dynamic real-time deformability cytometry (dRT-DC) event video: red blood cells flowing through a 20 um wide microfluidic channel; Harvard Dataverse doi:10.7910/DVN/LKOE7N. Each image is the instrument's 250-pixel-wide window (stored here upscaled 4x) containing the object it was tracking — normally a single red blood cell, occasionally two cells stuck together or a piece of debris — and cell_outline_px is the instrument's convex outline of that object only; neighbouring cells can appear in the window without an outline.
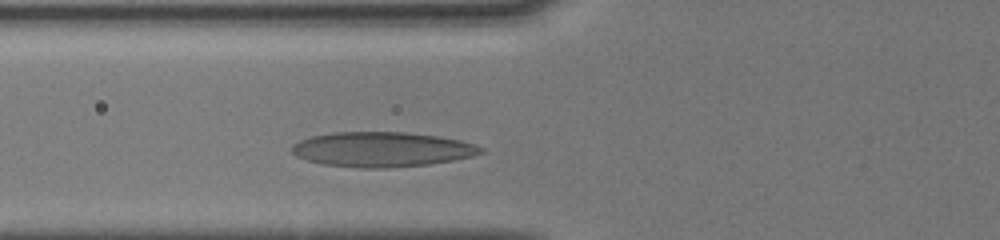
{"species": "human", "species_latin": "Homo sapiens", "temperature_condition": "cold", "stored_images_in_passage": 7, "camera_frame_rate_fps": 3000, "um_per_image_px": 0.085, "donor": {"sex": "male"}, "frame": {"image": 1, "passage_image": 6, "time_ms": 2.0, "image_size_px": [1000, 240], "cell_outline_px": [[484, 152], [472, 156], [452, 160], [428, 164], [388, 168], [364, 168], [324, 164], [308, 160], [296, 156], [288, 148], [292, 144], [300, 140], [312, 136], [332, 132], [408, 132], [436, 136], [460, 140], [476, 144], [484, 148]], "centroid_in_image_um": [32.45, 12.69], "position_along_channel_um": 93.3, "area_um2": 38.44}}